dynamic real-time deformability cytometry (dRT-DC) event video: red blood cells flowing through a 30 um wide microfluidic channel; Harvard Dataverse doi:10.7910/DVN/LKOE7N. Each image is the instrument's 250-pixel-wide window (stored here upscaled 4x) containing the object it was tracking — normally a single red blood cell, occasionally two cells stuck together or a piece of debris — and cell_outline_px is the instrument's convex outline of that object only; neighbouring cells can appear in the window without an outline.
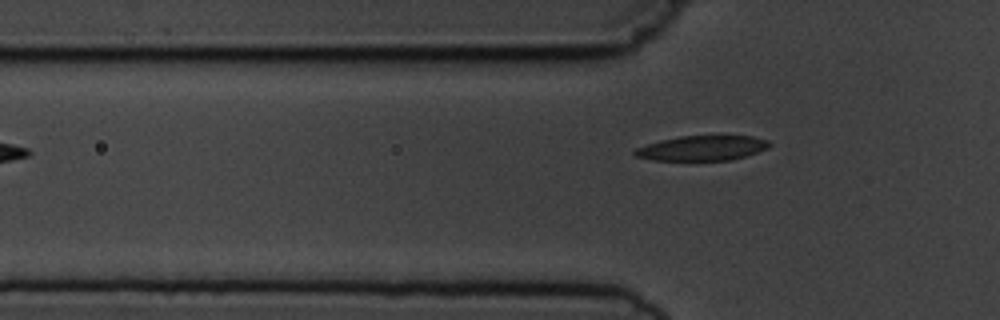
{"species": "common noctule bat (a hibernating species)", "species_latin": "Nyctalus noctula", "temperature_condition": "cold", "stored_images_in_passage": 5, "camera_frame_rate_fps": 3000, "um_per_image_px": 0.085, "animal": {"sex": "male", "body_mass_g": 19.5, "forearm_length_mm": 54.6}, "frame": {"image": 1, "passage_image": 5, "time_ms": 4.667, "image_size_px": [1000, 320], "cell_outline_px": [[772, 144], [768, 148], [732, 160], [652, 160], [636, 156], [632, 152], [636, 148], [660, 140], [680, 136], [752, 136], [768, 140]], "centroid_in_image_um": [59.69, 12.59], "position_along_channel_um": 66.1, "area_um2": 19.42}}